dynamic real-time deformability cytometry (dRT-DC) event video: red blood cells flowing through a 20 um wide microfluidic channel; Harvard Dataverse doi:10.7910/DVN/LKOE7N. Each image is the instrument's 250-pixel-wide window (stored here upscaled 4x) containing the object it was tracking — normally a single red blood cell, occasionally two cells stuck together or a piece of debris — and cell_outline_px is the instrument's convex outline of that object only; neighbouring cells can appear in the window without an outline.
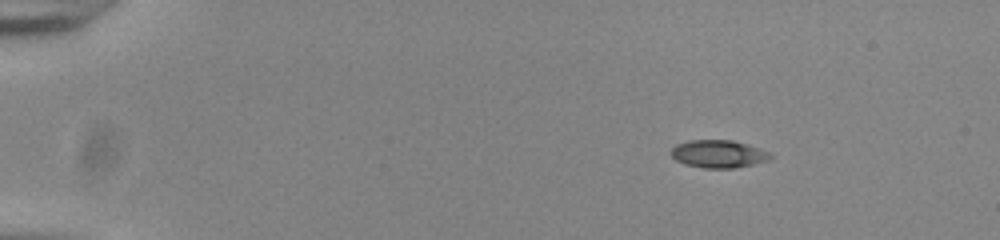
{"species": "common noctule bat (a hibernating species)", "species_latin": "Nyctalus noctula", "temperature_condition": "room temperature", "stored_images_in_passage": 47, "camera_frame_rate_fps": 3000, "um_per_image_px": 0.085, "animal": {"sex": "male", "body_mass_g": 20.0, "forearm_length_mm": 53.3}, "frame": {"image": 1, "passage_image": 1, "time_ms": 0.0, "image_size_px": [1000, 240], "cell_outline_px": [[772, 156], [768, 160], [736, 168], [704, 168], [684, 164], [676, 160], [672, 156], [672, 148], [676, 144], [688, 140], [732, 140], [748, 144], [768, 152]], "centroid_in_image_um": [61.04, 13.08], "position_along_channel_um": 24.0, "area_um2": 15.95}}
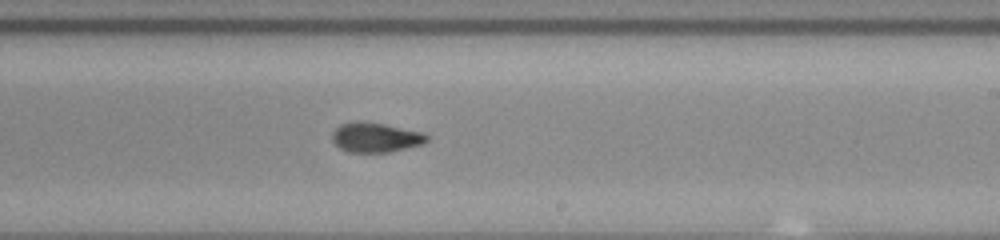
{"frame": {"image": 2, "passage_image": 27, "time_ms": 8.667, "image_size_px": [1000, 240], "cell_outline_px": [[428, 140], [424, 144], [388, 152], [348, 152], [340, 148], [332, 140], [332, 132], [340, 124], [352, 120], [360, 120], [384, 124], [424, 132], [428, 136]], "centroid_in_image_um": [31.91, 11.66], "position_along_channel_um": 257.1, "area_um2": 16.59}}
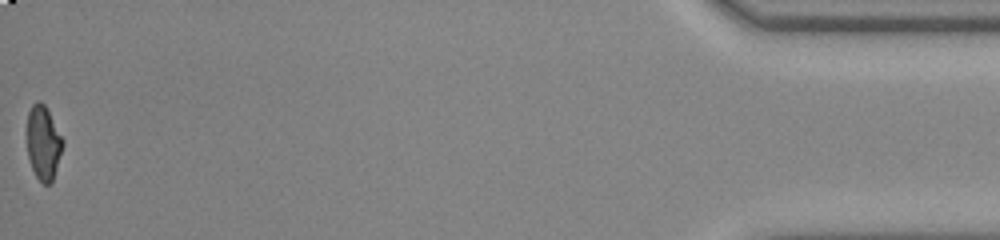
{"frame": {"image": 3, "passage_image": 47, "time_ms": 15.333, "image_size_px": [1000, 240], "cell_outline_px": [[64, 144], [52, 180], [48, 184], [44, 184], [36, 176], [32, 168], [28, 156], [24, 132], [28, 112], [32, 104], [36, 100], [40, 100], [44, 104], [64, 140]], "centroid_in_image_um": [3.63, 12.07], "position_along_channel_um": 431.6, "area_um2": 15.78}, "authors_computed_cell_mechanics": {"area_um2": 16.3574, "velocity_mm_per_s": 3.8978, "shape_relaxation_time_tau1_ms": 6.079, "shape_relaxation_time_tau2_ms": 1.5063, "deformation_change_tau1": 0.1796, "deformation_change_tau2": 0.0677}}